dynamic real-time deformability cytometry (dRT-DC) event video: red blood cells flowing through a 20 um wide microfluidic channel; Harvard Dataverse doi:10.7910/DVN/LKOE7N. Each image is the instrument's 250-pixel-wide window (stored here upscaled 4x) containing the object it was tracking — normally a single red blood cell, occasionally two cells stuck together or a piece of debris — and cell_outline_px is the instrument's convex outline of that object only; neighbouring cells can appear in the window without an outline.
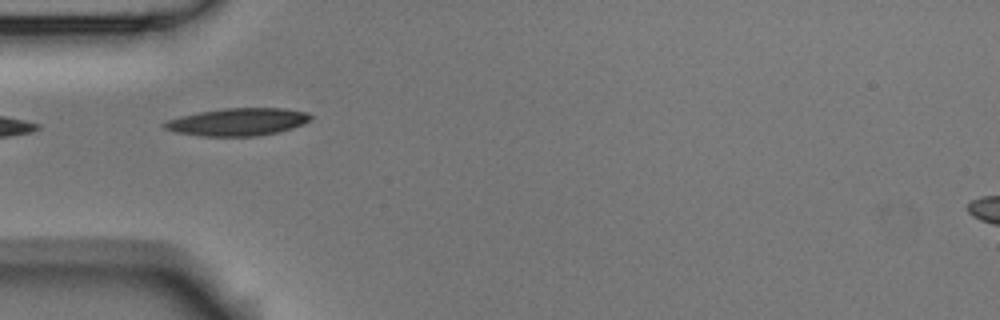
{"species": "Egyptian fruit bat (a non-hibernating species)", "species_latin": "Rousettus aegyptiacus", "temperature_condition": "room temperature", "stored_images_in_passage": 8, "camera_frame_rate_fps": 3000, "um_per_image_px": 0.085, "animal": {"sex": "male"}, "frame": {"image": 1, "passage_image": 4, "time_ms": 1.0, "image_size_px": [1000, 320], "cell_outline_px": [[312, 116], [304, 124], [292, 128], [276, 132], [256, 136], [200, 136], [176, 132], [164, 128], [160, 124], [168, 120], [180, 116], [200, 112], [224, 108], [284, 108], [308, 112]], "centroid_in_image_um": [20.2, 10.36], "position_along_channel_um": 64.8, "area_um2": 23.41}}
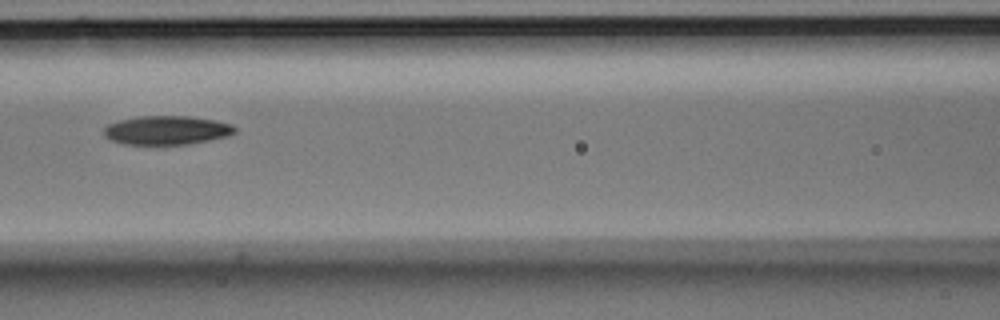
{"frame": {"image": 2, "passage_image": 6, "time_ms": 1.667, "image_size_px": [1000, 320], "cell_outline_px": [[236, 132], [228, 136], [188, 144], [124, 144], [112, 140], [104, 136], [104, 128], [108, 124], [120, 120], [140, 116], [188, 116], [216, 120], [232, 124], [236, 128]], "centroid_in_image_um": [14.19, 11.06], "position_along_channel_um": 152.4, "area_um2": 21.96}}
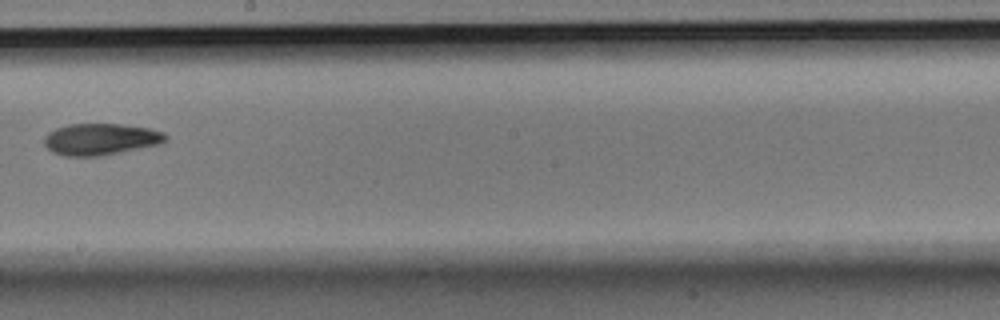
{"frame": {"image": 3, "passage_image": 8, "time_ms": 2.333, "image_size_px": [1000, 320], "cell_outline_px": [[168, 136], [160, 144], [100, 156], [64, 156], [52, 152], [44, 144], [44, 136], [48, 132], [56, 128], [68, 124], [120, 124], [152, 128], [164, 132]], "centroid_in_image_um": [8.54, 11.83], "position_along_channel_um": 239.7, "area_um2": 22.43}}